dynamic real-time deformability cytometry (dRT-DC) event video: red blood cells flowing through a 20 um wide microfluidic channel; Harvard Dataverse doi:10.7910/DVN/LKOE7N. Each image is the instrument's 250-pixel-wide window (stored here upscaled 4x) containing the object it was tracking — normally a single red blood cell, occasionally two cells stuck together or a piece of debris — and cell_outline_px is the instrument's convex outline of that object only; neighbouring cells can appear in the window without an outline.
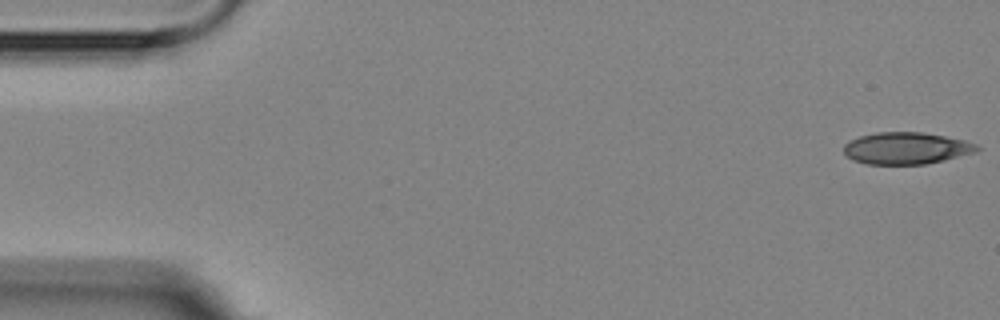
{"species": "Egyptian fruit bat (a non-hibernating species)", "species_latin": "Rousettus aegyptiacus", "temperature_condition": "room temperature", "stored_images_in_passage": 4, "segment_of_instrument_passage": [1, 2], "camera_frame_rate_fps": 3000, "um_per_image_px": 0.085, "animal": {"sex": "female"}, "frame": {"image": 1, "passage_image": 1, "time_ms": 0.0, "image_size_px": [1000, 320], "cell_outline_px": [[980, 148], [976, 152], [944, 160], [924, 164], [868, 164], [852, 160], [844, 156], [844, 144], [848, 140], [860, 136], [876, 132], [924, 132], [964, 140], [976, 144]], "centroid_in_image_um": [76.99, 12.6], "position_along_channel_um": 8.0, "area_um2": 24.85}}
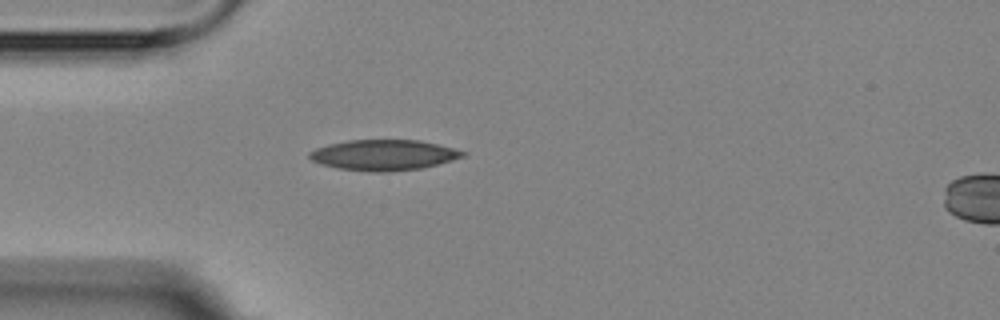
{"frame": {"image": 2, "passage_image": 3, "time_ms": 4.667, "image_size_px": [1000, 320], "cell_outline_px": [[468, 156], [420, 168], [384, 172], [368, 172], [340, 168], [320, 164], [312, 160], [308, 156], [308, 152], [316, 148], [328, 144], [348, 140], [420, 140], [468, 152]], "centroid_in_image_um": [32.61, 13.17], "position_along_channel_um": 52.4, "area_um2": 27.28}}